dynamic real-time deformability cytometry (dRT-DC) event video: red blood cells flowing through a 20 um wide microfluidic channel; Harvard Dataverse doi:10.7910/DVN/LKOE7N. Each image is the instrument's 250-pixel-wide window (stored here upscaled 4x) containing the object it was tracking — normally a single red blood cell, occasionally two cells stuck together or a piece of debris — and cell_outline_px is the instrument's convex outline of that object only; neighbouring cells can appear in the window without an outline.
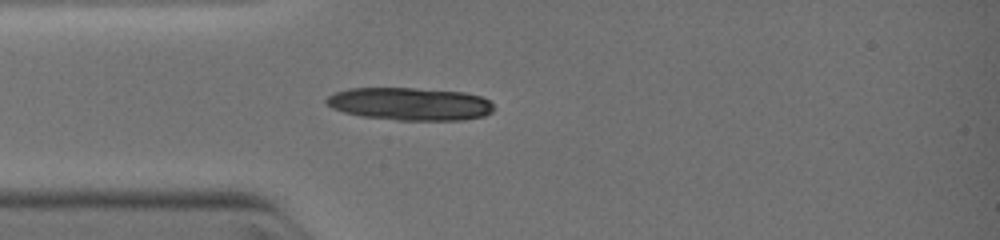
{"species": "common noctule bat (a hibernating species)", "species_latin": "Nyctalus noctula", "temperature_condition": "warm", "stored_images_in_passage": 11, "camera_frame_rate_fps": 3000, "um_per_image_px": 0.085, "animal": {"sex": "female", "body_mass_g": 19.0, "forearm_length_mm": 51.5}, "frame": {"image": 1, "passage_image": 1, "time_ms": 0.0, "image_size_px": [1000, 240], "cell_outline_px": [[496, 108], [492, 112], [484, 116], [460, 120], [396, 120], [360, 116], [344, 112], [332, 108], [324, 104], [324, 100], [328, 96], [336, 92], [348, 88], [416, 88], [464, 92], [480, 96], [488, 100]], "centroid_in_image_um": [34.82, 8.83], "position_along_channel_um": 50.2, "area_um2": 32.19}}